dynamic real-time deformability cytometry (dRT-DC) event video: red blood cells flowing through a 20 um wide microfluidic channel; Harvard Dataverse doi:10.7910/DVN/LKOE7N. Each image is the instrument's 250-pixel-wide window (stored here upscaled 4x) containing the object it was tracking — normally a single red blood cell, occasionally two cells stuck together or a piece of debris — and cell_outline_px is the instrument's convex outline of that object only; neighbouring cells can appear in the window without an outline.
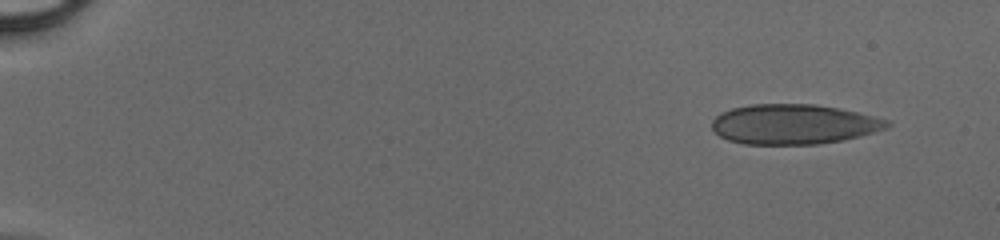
{"species": "human", "species_latin": "Homo sapiens", "temperature_condition": "cold", "stored_images_in_passage": 46, "camera_frame_rate_fps": 3000, "um_per_image_px": 0.085, "donor": {"sex": "male"}, "frame": {"image": 1, "passage_image": 1, "time_ms": 0.0, "image_size_px": [1000, 240], "cell_outline_px": [[892, 124], [888, 128], [860, 136], [844, 140], [816, 144], [744, 144], [728, 140], [720, 136], [712, 128], [712, 120], [720, 112], [732, 108], [748, 104], [816, 104], [856, 112], [888, 120]], "centroid_in_image_um": [67.45, 10.56], "position_along_channel_um": 17.6, "area_um2": 40.81}}
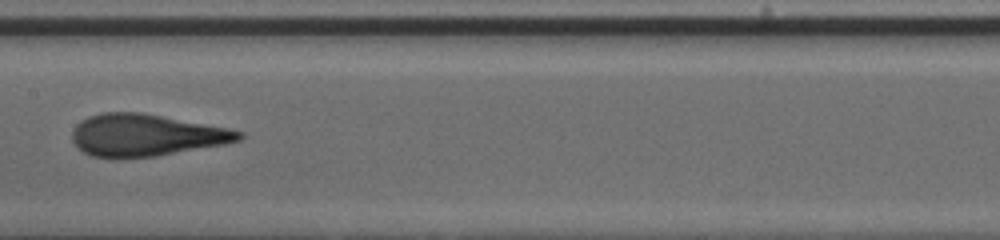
{"frame": {"image": 2, "passage_image": 24, "time_ms": 7.667, "image_size_px": [1000, 240], "cell_outline_px": [[244, 136], [240, 140], [224, 144], [156, 156], [92, 156], [84, 152], [72, 140], [72, 132], [76, 124], [88, 116], [100, 112], [140, 112], [228, 128], [244, 132]], "centroid_in_image_um": [12.41, 11.46], "position_along_channel_um": 195.0, "area_um2": 40.11}}
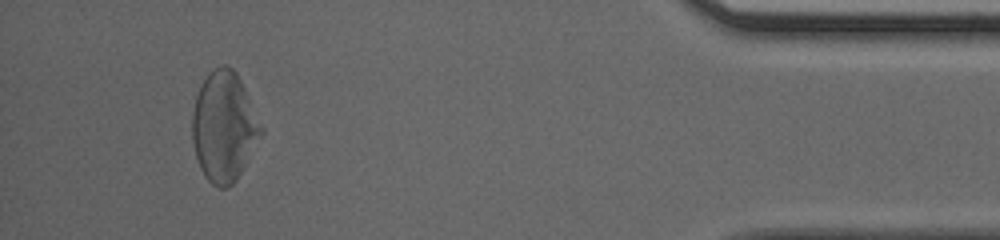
{"frame": {"image": 3, "passage_image": 43, "time_ms": 14.0, "image_size_px": [1000, 240], "cell_outline_px": [[264, 132], [236, 180], [228, 188], [220, 188], [212, 184], [204, 176], [200, 168], [196, 156], [192, 140], [192, 112], [196, 96], [200, 84], [208, 72], [224, 64], [232, 68], [236, 72], [264, 128]], "centroid_in_image_um": [19.03, 10.77], "position_along_channel_um": 416.2, "area_um2": 44.1}}